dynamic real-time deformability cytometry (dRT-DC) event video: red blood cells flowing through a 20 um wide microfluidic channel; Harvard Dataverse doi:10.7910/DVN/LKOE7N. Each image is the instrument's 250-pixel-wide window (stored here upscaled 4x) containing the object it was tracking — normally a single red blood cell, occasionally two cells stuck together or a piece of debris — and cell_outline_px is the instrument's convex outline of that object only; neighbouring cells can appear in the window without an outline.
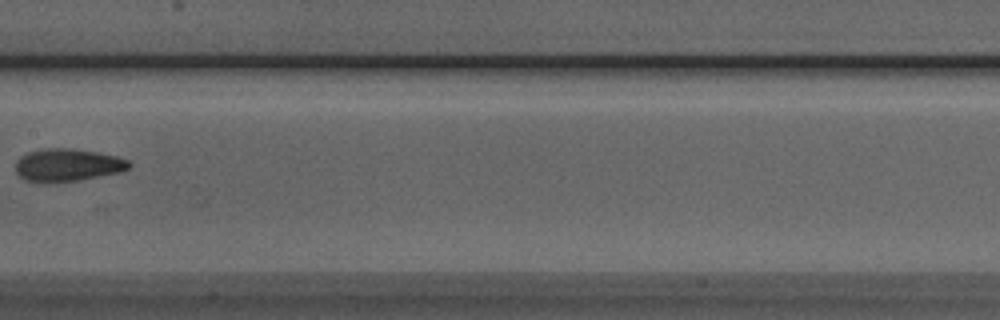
{"species": "Egyptian fruit bat (a non-hibernating species)", "species_latin": "Rousettus aegyptiacus", "temperature_condition": "room temperature", "stored_images_in_passage": 7, "camera_frame_rate_fps": 3000, "um_per_image_px": 0.085, "animal": {"sex": "male"}, "frame": {"image": 1, "passage_image": 6, "time_ms": 1.667, "image_size_px": [1000, 320], "cell_outline_px": [[132, 164], [128, 168], [120, 172], [80, 180], [48, 184], [40, 184], [24, 180], [16, 172], [16, 160], [20, 156], [28, 152], [40, 148], [72, 148], [120, 156], [128, 160]], "centroid_in_image_um": [5.71, 14.04], "position_along_channel_um": 201.7, "area_um2": 22.2}}
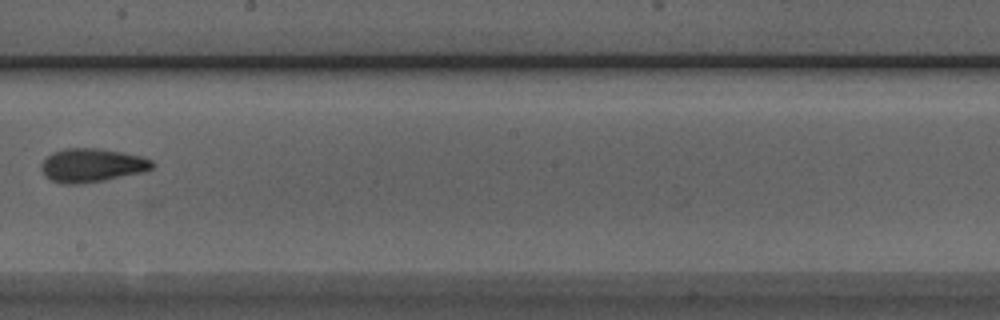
{"frame": {"image": 2, "passage_image": 7, "time_ms": 2.0, "image_size_px": [1000, 320], "cell_outline_px": [[156, 164], [152, 168], [144, 172], [104, 180], [80, 184], [64, 184], [52, 180], [44, 176], [40, 168], [40, 164], [52, 152], [64, 148], [96, 148], [120, 152], [140, 156], [152, 160]], "centroid_in_image_um": [7.79, 14.05], "position_along_channel_um": 240.4, "area_um2": 21.79}}